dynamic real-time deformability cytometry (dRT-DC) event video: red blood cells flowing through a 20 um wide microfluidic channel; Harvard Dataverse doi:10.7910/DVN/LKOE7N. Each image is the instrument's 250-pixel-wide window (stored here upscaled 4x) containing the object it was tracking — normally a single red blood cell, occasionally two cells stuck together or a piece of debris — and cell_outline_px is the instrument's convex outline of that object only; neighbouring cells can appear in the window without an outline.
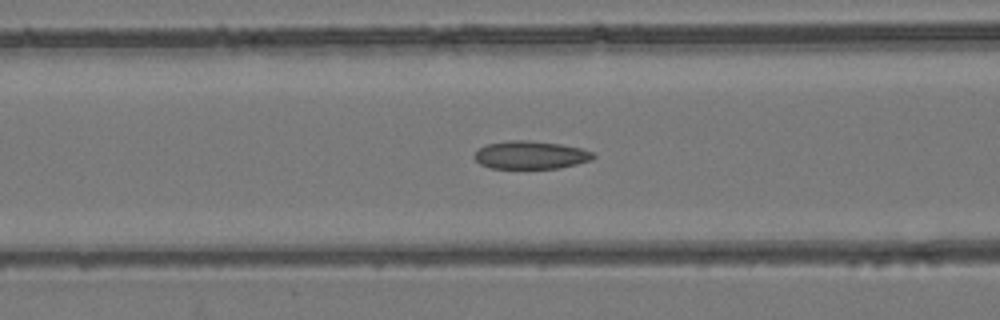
{"species": "common noctule bat (a hibernating species)", "species_latin": "Nyctalus noctula", "temperature_condition": "room temperature", "stored_images_in_passage": 54, "camera_frame_rate_fps": 3000, "um_per_image_px": 0.085, "animal": {"sex": "female", "body_mass_g": 24.6, "forearm_length_mm": 56.2}, "frame": {"image": 1, "passage_image": 22, "time_ms": 7.0, "image_size_px": [1000, 320], "cell_outline_px": [[596, 156], [592, 160], [560, 168], [492, 168], [480, 164], [472, 156], [480, 148], [488, 144], [512, 140], [528, 140], [560, 144], [580, 148], [592, 152]], "centroid_in_image_um": [45.11, 13.18], "position_along_channel_um": 121.5, "area_um2": 19.25}}
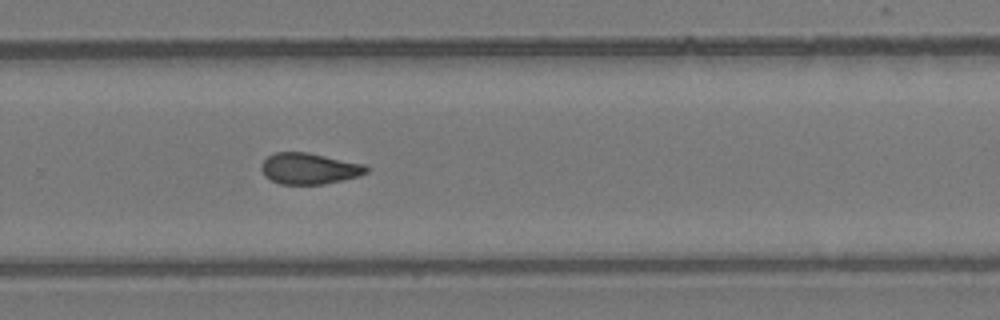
{"frame": {"image": 2, "passage_image": 36, "time_ms": 11.667, "image_size_px": [1000, 320], "cell_outline_px": [[368, 172], [356, 176], [324, 184], [280, 184], [264, 176], [260, 168], [260, 164], [268, 156], [276, 152], [304, 152], [364, 164], [368, 168]], "centroid_in_image_um": [26.22, 14.33], "position_along_channel_um": 303.6, "area_um2": 18.79}}
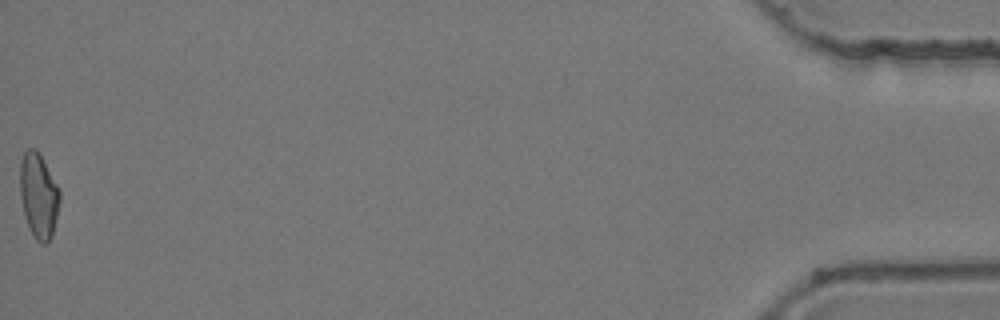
{"frame": {"image": 3, "passage_image": 54, "time_ms": 17.667, "image_size_px": [1000, 320], "cell_outline_px": [[60, 200], [52, 236], [44, 244], [40, 244], [36, 240], [28, 228], [20, 196], [20, 164], [24, 152], [28, 148], [36, 148], [60, 188]], "centroid_in_image_um": [3.28, 16.62], "position_along_channel_um": 431.9, "area_um2": 19.71}, "authors_computed_cell_mechanics": {"area_um2": 19.7098, "velocity_mm_per_s": 3.9075, "shape_relaxation_time_tau1_ms": null, "shape_relaxation_time_tau2_ms": 3.6837, "deformation_change_tau1": null, "deformation_change_tau2": 0.0789}}